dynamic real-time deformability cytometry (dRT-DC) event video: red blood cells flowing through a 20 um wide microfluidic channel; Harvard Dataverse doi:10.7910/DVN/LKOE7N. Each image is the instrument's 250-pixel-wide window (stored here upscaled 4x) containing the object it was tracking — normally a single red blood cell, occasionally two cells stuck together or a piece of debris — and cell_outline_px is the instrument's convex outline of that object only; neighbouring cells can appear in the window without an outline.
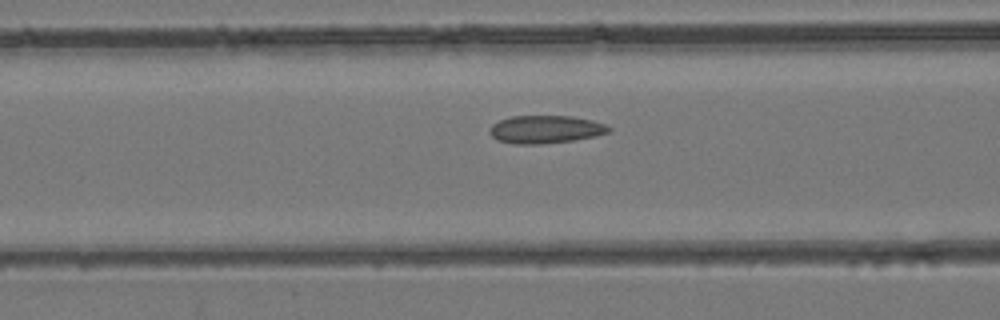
{"species": "common noctule bat (a hibernating species)", "species_latin": "Nyctalus noctula", "temperature_condition": "room temperature", "stored_images_in_passage": 46, "camera_frame_rate_fps": 3000, "um_per_image_px": 0.085, "animal": {"sex": "female", "body_mass_g": 24.6, "forearm_length_mm": 56.2}, "frame": {"image": 1, "passage_image": 19, "time_ms": 6.0, "image_size_px": [1000, 320], "cell_outline_px": [[612, 132], [596, 136], [572, 140], [540, 144], [516, 144], [496, 140], [488, 132], [488, 128], [492, 124], [500, 120], [512, 116], [572, 116], [592, 120], [604, 124], [612, 128]], "centroid_in_image_um": [46.36, 11.0], "position_along_channel_um": 120.2, "area_um2": 19.48}}
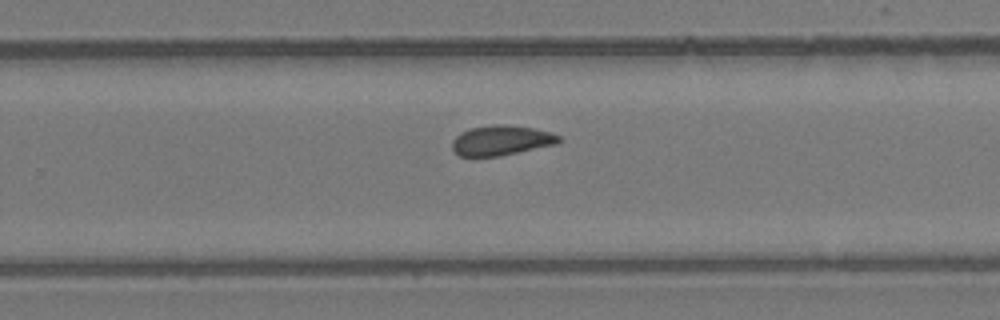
{"frame": {"image": 2, "passage_image": 30, "time_ms": 9.667, "image_size_px": [1000, 320], "cell_outline_px": [[560, 140], [556, 144], [500, 156], [460, 156], [452, 152], [452, 140], [460, 132], [468, 128], [496, 124], [508, 124], [532, 128], [552, 132], [560, 136]], "centroid_in_image_um": [42.57, 11.92], "position_along_channel_um": 287.2, "area_um2": 18.79}}
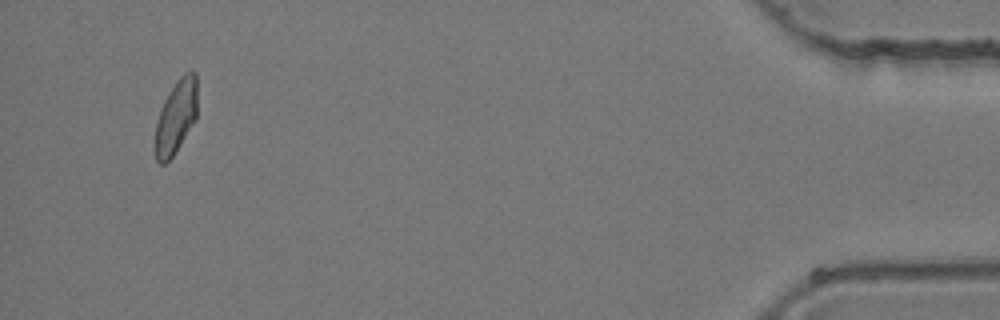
{"frame": {"image": 3, "passage_image": 44, "time_ms": 14.333, "image_size_px": [1000, 320], "cell_outline_px": [[196, 120], [172, 156], [164, 164], [160, 164], [156, 160], [156, 124], [164, 100], [168, 92], [176, 80], [184, 72], [196, 72]], "centroid_in_image_um": [14.97, 9.89], "position_along_channel_um": 420.2, "area_um2": 17.74}}